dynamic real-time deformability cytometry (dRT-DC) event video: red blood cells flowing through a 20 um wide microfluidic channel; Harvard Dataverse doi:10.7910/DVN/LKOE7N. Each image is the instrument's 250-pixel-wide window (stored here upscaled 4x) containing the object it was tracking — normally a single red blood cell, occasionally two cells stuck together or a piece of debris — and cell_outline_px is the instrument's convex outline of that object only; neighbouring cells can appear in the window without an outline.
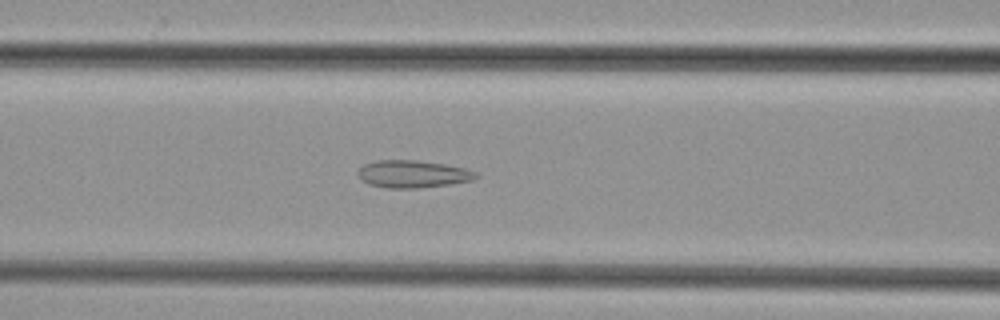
{"species": "common noctule bat (a hibernating species)", "species_latin": "Nyctalus noctula", "temperature_condition": "cold", "stored_images_in_passage": 44, "camera_frame_rate_fps": 3000, "um_per_image_px": 0.085, "animal": {"sex": "female", "body_mass_g": 29.2, "forearm_length_mm": 56.3}, "frame": {"image": 1, "passage_image": 20, "time_ms": 6.333, "image_size_px": [1000, 320], "cell_outline_px": [[480, 176], [472, 180], [448, 184], [416, 188], [388, 188], [368, 184], [360, 180], [356, 172], [364, 164], [376, 160], [416, 160], [444, 164], [464, 168], [476, 172]], "centroid_in_image_um": [35.04, 14.79], "position_along_channel_um": 131.6, "area_um2": 18.84}}
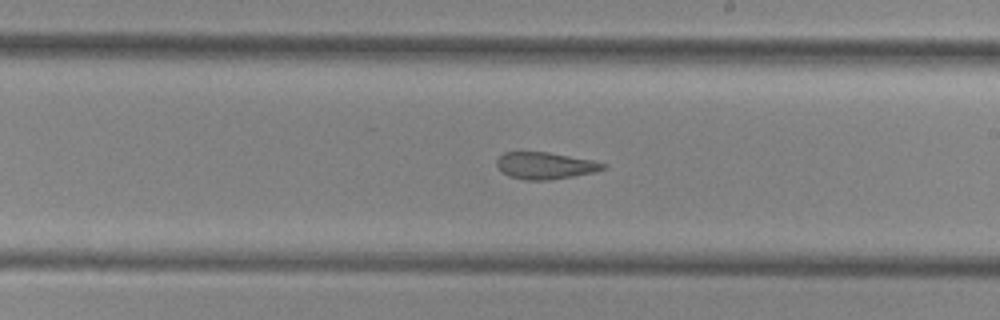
{"frame": {"image": 2, "passage_image": 28, "time_ms": 9.0, "image_size_px": [1000, 320], "cell_outline_px": [[608, 168], [596, 172], [548, 180], [524, 180], [508, 176], [496, 164], [496, 160], [504, 152], [548, 152], [592, 160], [608, 164]], "centroid_in_image_um": [46.38, 14.08], "position_along_channel_um": 242.6, "area_um2": 16.65}}
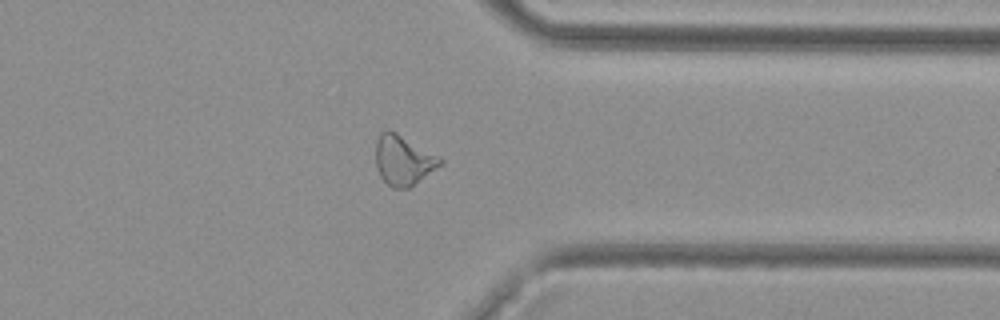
{"frame": {"image": 3, "passage_image": 38, "time_ms": 12.333, "image_size_px": [1000, 320], "cell_outline_px": [[444, 164], [408, 188], [392, 188], [380, 176], [376, 168], [376, 140], [380, 132], [384, 128], [388, 128], [396, 132], [440, 156], [444, 160]], "centroid_in_image_um": [34.29, 13.59], "position_along_channel_um": 377.1, "area_um2": 19.02}}